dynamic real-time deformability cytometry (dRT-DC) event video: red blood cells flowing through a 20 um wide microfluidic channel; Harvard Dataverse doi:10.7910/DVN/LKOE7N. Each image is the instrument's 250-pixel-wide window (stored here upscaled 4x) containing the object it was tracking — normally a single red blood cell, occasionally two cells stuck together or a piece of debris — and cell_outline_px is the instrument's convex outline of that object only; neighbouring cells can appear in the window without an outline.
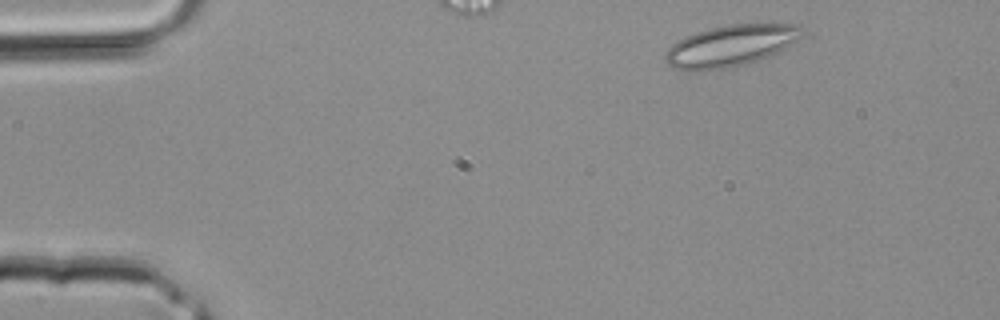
{"species": "common noctule bat (a hibernating species)", "species_latin": "Nyctalus noctula", "temperature_condition": "room temperature", "stored_images_in_passage": 8, "camera_frame_rate_fps": 3000, "um_per_image_px": 0.085, "animal": {"sex": "male", "body_mass_g": 20.4}, "frame": {"image": 1, "passage_image": 2, "time_ms": 0.333, "image_size_px": [1000, 320], "cell_outline_px": [[808, 32], [780, 52], [772, 56], [736, 68], [704, 72], [672, 68], [664, 60], [664, 56], [668, 48], [672, 44], [684, 36], [708, 28], [728, 24], [800, 24]], "centroid_in_image_um": [62.14, 3.91], "position_along_channel_um": 22.9, "area_um2": 34.1}}
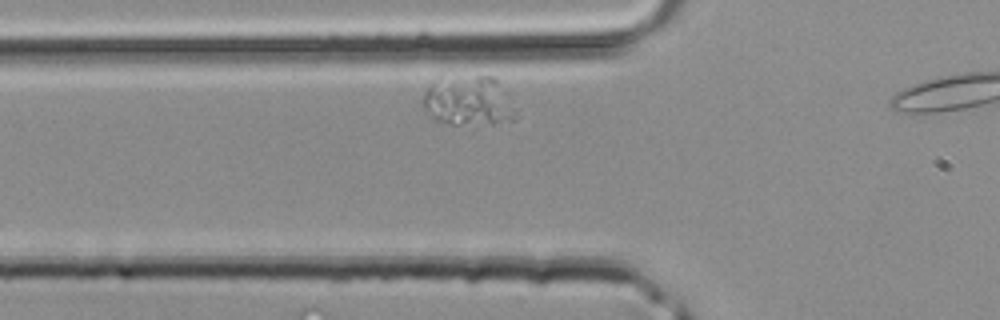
{"frame": {"image": 2, "passage_image": 7, "time_ms": 2.0, "image_size_px": [1000, 320], "cell_outline_px": [[520, 116], [516, 120], [460, 124], [448, 124], [436, 120], [420, 104], [420, 100], [428, 88], [432, 84], [476, 76], [496, 76], [516, 108]], "centroid_in_image_um": [39.9, 8.61], "position_along_channel_um": 85.9, "area_um2": 26.18}}